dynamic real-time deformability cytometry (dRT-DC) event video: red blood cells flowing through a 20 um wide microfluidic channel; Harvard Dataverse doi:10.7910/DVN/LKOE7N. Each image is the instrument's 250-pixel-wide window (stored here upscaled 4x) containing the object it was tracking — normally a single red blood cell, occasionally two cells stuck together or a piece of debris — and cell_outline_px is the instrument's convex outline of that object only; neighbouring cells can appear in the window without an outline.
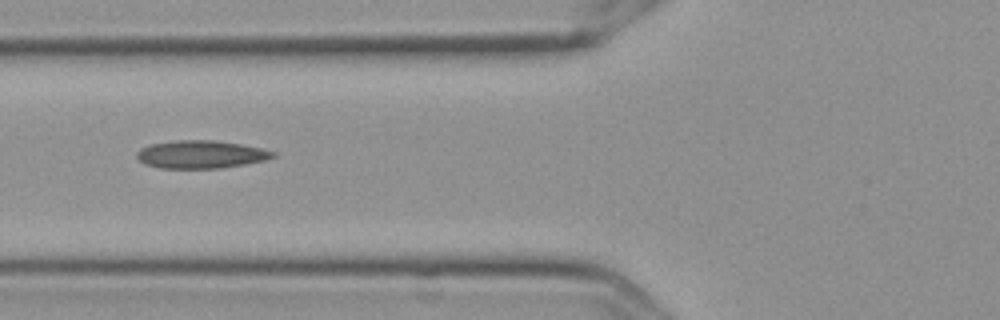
{"species": "Egyptian fruit bat (a non-hibernating species)", "species_latin": "Rousettus aegyptiacus", "temperature_condition": "cold", "stored_images_in_passage": 11, "camera_frame_rate_fps": 3000, "um_per_image_px": 0.085, "frame": {"image": 1, "passage_image": 2, "time_ms": 0.333, "image_size_px": [1000, 320], "cell_outline_px": [[276, 156], [264, 160], [244, 164], [220, 168], [160, 168], [144, 164], [136, 156], [136, 152], [140, 148], [148, 144], [176, 140], [216, 140], [240, 144], [260, 148], [276, 152]], "centroid_in_image_um": [17.03, 13.12], "position_along_channel_um": 108.8, "area_um2": 22.14}}
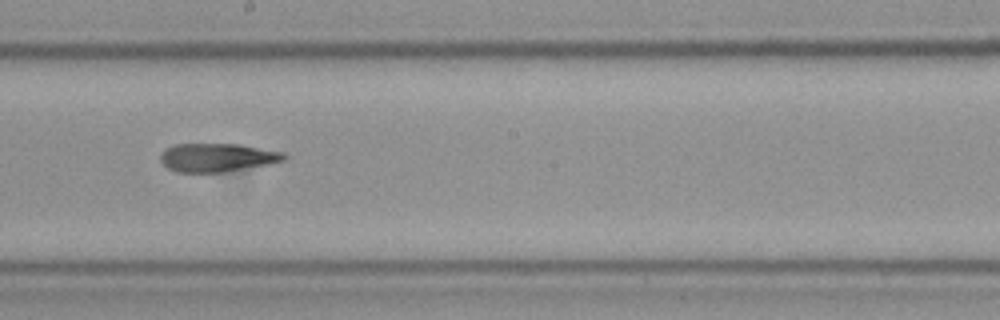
{"frame": {"image": 2, "passage_image": 5, "time_ms": 1.333, "image_size_px": [1000, 320], "cell_outline_px": [[288, 156], [284, 160], [268, 164], [224, 172], [176, 172], [168, 168], [160, 160], [160, 156], [168, 148], [176, 144], [236, 144], [284, 152]], "centroid_in_image_um": [18.48, 13.39], "position_along_channel_um": 229.7, "area_um2": 20.23}}
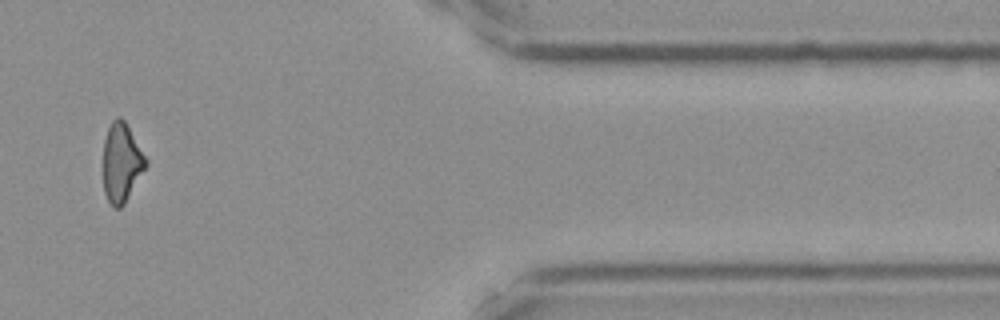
{"frame": {"image": 3, "passage_image": 9, "time_ms": 2.667, "image_size_px": [1000, 320], "cell_outline_px": [[148, 164], [124, 204], [120, 208], [112, 208], [104, 192], [104, 140], [108, 128], [112, 120], [116, 116], [120, 116], [124, 120], [148, 160]], "centroid_in_image_um": [10.33, 13.82], "position_along_channel_um": 401.1, "area_um2": 19.54}}